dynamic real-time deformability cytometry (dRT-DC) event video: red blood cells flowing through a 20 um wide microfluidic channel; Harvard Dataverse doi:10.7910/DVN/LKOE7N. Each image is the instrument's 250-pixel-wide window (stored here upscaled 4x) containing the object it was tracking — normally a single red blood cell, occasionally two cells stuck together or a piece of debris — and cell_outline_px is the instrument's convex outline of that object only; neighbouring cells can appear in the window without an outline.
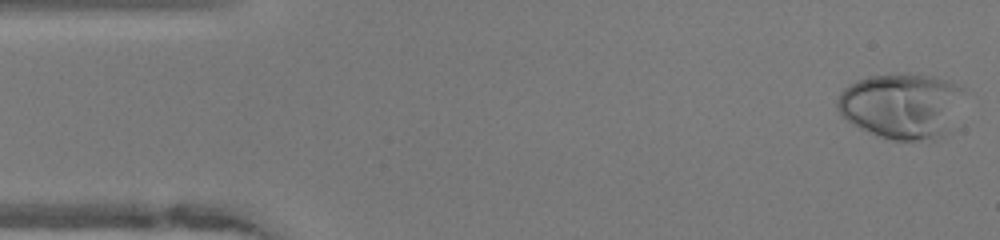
{"species": "human", "species_latin": "Homo sapiens", "temperature_condition": "warm", "stored_images_in_passage": 48, "camera_frame_rate_fps": 3000, "um_per_image_px": 0.085, "donor": {"sex": "female"}, "frame": {"image": 1, "passage_image": 1, "time_ms": 0.0, "image_size_px": [1000, 240], "cell_outline_px": [[964, 88], [944, 136], [936, 140], [884, 140], [852, 124], [836, 108], [836, 100], [840, 92], [844, 88], [856, 80], [868, 76], [904, 72], [908, 72], [932, 76], [948, 80], [960, 84]], "centroid_in_image_um": [76.57, 8.97], "position_along_channel_um": 8.4, "area_um2": 48.49}}
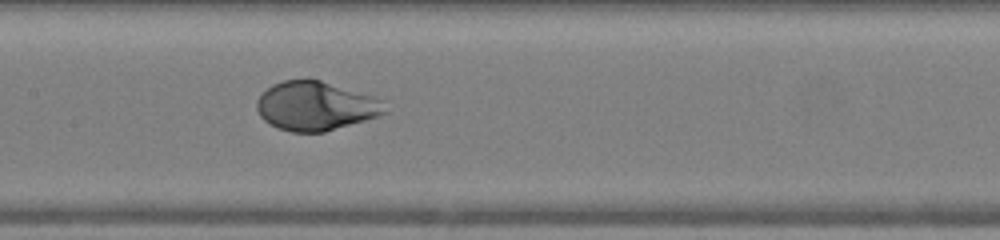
{"frame": {"image": 2, "passage_image": 22, "time_ms": 7.0, "image_size_px": [1000, 240], "cell_outline_px": [[388, 112], [364, 120], [324, 132], [292, 132], [280, 128], [264, 120], [260, 116], [256, 108], [256, 100], [272, 84], [284, 80], [320, 80], [376, 96], [380, 100]], "centroid_in_image_um": [26.82, 9.0], "position_along_channel_um": 180.6, "area_um2": 36.18}}
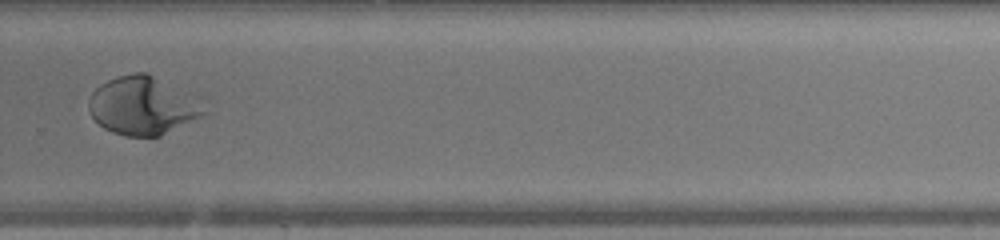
{"frame": {"image": 3, "passage_image": 32, "time_ms": 10.333, "image_size_px": [1000, 240], "cell_outline_px": [[208, 112], [160, 136], [124, 136], [112, 132], [104, 128], [92, 116], [88, 108], [88, 100], [92, 92], [100, 84], [108, 80], [120, 76], [136, 72], [144, 72], [204, 96], [208, 100]], "centroid_in_image_um": [12.25, 8.95], "position_along_channel_um": 317.5, "area_um2": 40.0}, "authors_computed_cell_mechanics": {"area_um2": 38.7549, "velocity_mm_per_s": 4.1438, "shape_relaxation_time_tau1_ms": 3.5156, "shape_relaxation_time_tau2_ms": null, "deformation_change_tau1": 0.2354, "deformation_change_tau2": null}}